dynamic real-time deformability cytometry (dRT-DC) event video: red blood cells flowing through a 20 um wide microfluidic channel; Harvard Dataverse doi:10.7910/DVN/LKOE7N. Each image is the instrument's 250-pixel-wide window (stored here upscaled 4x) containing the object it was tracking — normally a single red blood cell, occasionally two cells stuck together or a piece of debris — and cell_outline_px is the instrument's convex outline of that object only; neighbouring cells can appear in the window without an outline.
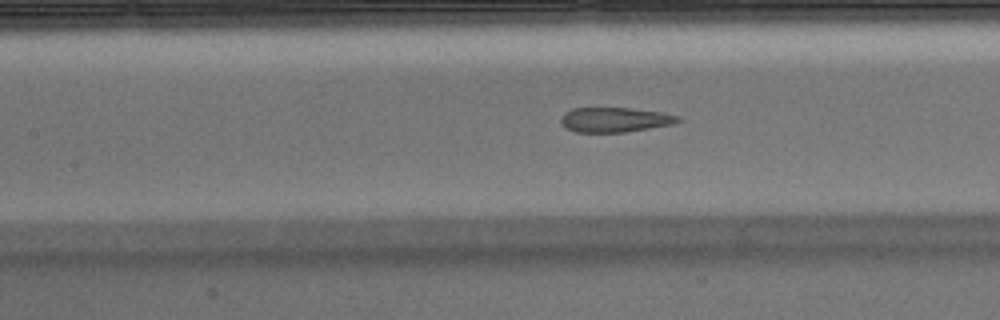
{"species": "Egyptian fruit bat (a non-hibernating species)", "species_latin": "Rousettus aegyptiacus", "temperature_condition": "warm", "stored_images_in_passage": 41, "segment_of_instrument_passage": [1, 2], "camera_frame_rate_fps": 3000, "um_per_image_px": 0.085, "animal": {"sex": "male"}, "frame": {"image": 1, "passage_image": 12, "time_ms": 3.667, "image_size_px": [1000, 320], "cell_outline_px": [[684, 120], [672, 124], [624, 132], [576, 132], [564, 128], [560, 120], [564, 112], [572, 108], [628, 108], [660, 112], [676, 116]], "centroid_in_image_um": [52.2, 10.18], "position_along_channel_um": 155.2, "area_um2": 16.76}}